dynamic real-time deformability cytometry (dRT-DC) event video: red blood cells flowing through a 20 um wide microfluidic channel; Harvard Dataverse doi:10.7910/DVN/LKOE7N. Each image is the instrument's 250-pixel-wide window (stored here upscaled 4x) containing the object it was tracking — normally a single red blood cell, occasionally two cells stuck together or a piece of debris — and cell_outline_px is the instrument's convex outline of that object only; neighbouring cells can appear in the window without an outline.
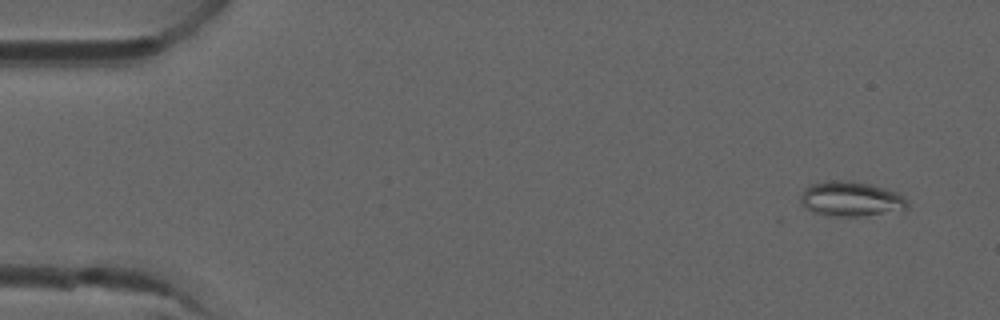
{"species": "common noctule bat (a hibernating species)", "species_latin": "Nyctalus noctula", "temperature_condition": "room temperature", "stored_images_in_passage": 6, "camera_frame_rate_fps": 3000, "um_per_image_px": 0.085, "animal": {"sex": "male", "forearm_length_mm": 52.5}, "frame": {"image": 1, "passage_image": 1, "time_ms": 0.0, "image_size_px": [1000, 320], "cell_outline_px": [[908, 208], [860, 216], [836, 216], [812, 212], [800, 204], [800, 196], [804, 188], [808, 184], [824, 180], [852, 180], [884, 188], [896, 192], [904, 196], [908, 200]], "centroid_in_image_um": [72.26, 16.88], "position_along_channel_um": 12.7, "area_um2": 21.79}}
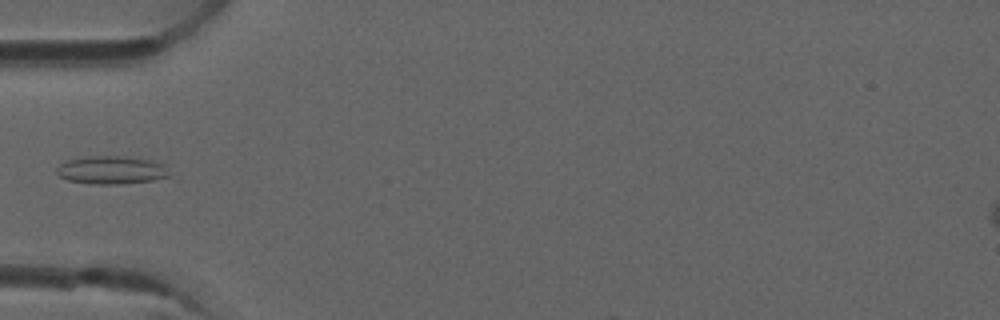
{"frame": {"image": 2, "passage_image": 5, "time_ms": 1.333, "image_size_px": [1000, 320], "cell_outline_px": [[168, 176], [152, 180], [120, 184], [92, 184], [68, 180], [60, 176], [56, 172], [56, 168], [60, 164], [68, 160], [88, 156], [124, 156], [152, 160], [164, 164], [168, 172]], "centroid_in_image_um": [9.45, 14.45], "position_along_channel_um": 75.5, "area_um2": 18.32}}
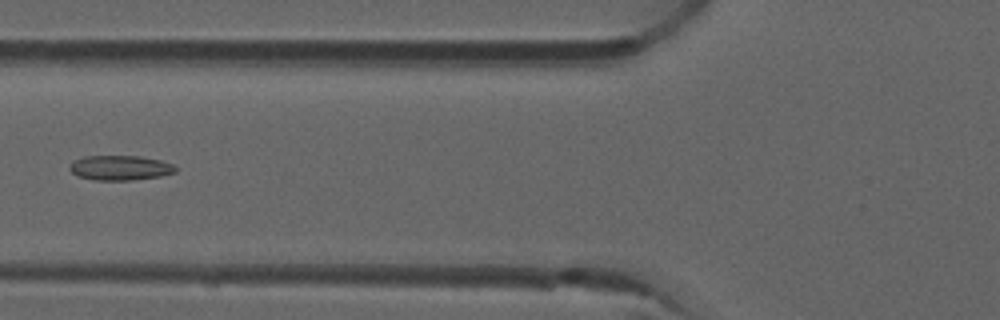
{"frame": {"image": 3, "passage_image": 6, "time_ms": 1.667, "image_size_px": [1000, 320], "cell_outline_px": [[176, 172], [160, 176], [132, 180], [92, 180], [80, 176], [72, 172], [68, 168], [76, 160], [84, 156], [140, 156], [160, 160], [172, 164], [176, 168]], "centroid_in_image_um": [10.23, 14.26], "position_along_channel_um": 115.6, "area_um2": 15.14}}